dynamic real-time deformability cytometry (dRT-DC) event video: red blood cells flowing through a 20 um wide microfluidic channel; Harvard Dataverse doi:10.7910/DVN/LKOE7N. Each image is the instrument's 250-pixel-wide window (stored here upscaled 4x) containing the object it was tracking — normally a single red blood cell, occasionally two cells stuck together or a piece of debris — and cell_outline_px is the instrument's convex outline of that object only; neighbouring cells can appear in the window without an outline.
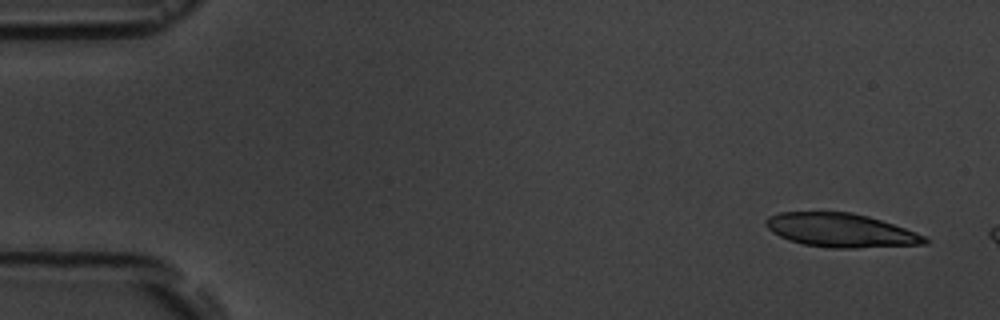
{"species": "common noctule bat (a hibernating species)", "species_latin": "Nyctalus noctula", "temperature_condition": "room temperature", "stored_images_in_passage": 6, "segment_of_instrument_passage": [2, 2], "camera_frame_rate_fps": 3000, "um_per_image_px": 0.085, "animal": {"sex": "male", "body_mass_g": 19.5, "forearm_length_mm": 54.6}, "frame": {"image": 1, "passage_image": 6, "time_ms": 6.0, "image_size_px": [1000, 320], "cell_outline_px": [[928, 244], [856, 248], [832, 248], [804, 244], [788, 240], [772, 232], [764, 224], [764, 220], [768, 216], [780, 212], [852, 212], [868, 216], [916, 232], [924, 236], [928, 240]], "centroid_in_image_um": [71.44, 19.57], "position_along_channel_um": 13.6, "area_um2": 31.21}}